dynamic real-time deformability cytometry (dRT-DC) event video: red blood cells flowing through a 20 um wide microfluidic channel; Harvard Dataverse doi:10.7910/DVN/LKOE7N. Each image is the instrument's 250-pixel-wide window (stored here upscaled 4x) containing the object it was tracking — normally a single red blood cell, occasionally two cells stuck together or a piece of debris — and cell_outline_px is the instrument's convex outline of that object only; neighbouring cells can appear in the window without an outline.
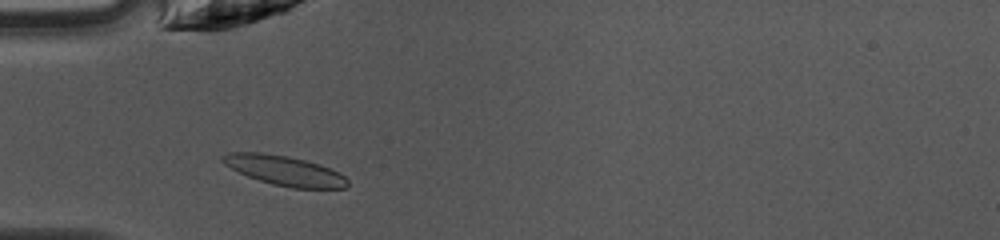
{"species": "common noctule bat (a hibernating species)", "species_latin": "Nyctalus noctula", "temperature_condition": "warm", "stored_images_in_passage": 36, "camera_frame_rate_fps": 3000, "um_per_image_px": 0.085, "animal": {"sex": "female", "body_mass_g": 10.0, "forearm_length_mm": 53.1}, "frame": {"image": 1, "passage_image": 4, "time_ms": 1.0, "image_size_px": [1000, 240], "cell_outline_px": [[348, 184], [344, 188], [292, 188], [272, 184], [248, 176], [224, 164], [220, 160], [220, 156], [228, 152], [264, 152], [288, 156], [320, 164], [340, 172], [348, 180]], "centroid_in_image_um": [24.18, 14.48], "position_along_channel_um": 60.8, "area_um2": 21.68}}
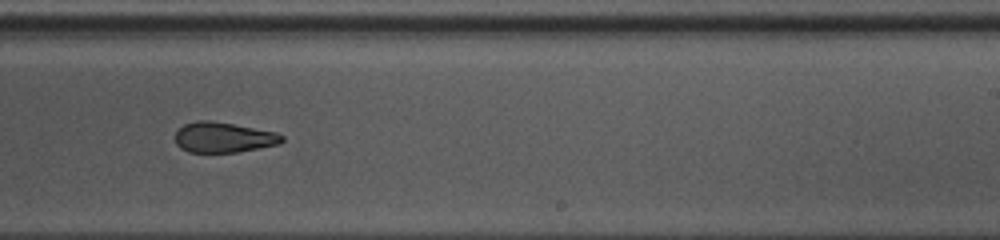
{"frame": {"image": 2, "passage_image": 19, "time_ms": 6.0, "image_size_px": [1000, 240], "cell_outline_px": [[284, 140], [280, 144], [236, 152], [188, 152], [180, 148], [176, 144], [176, 132], [184, 124], [196, 120], [212, 120], [276, 132], [284, 136]], "centroid_in_image_um": [18.99, 11.67], "position_along_channel_um": 270.0, "area_um2": 18.9}}
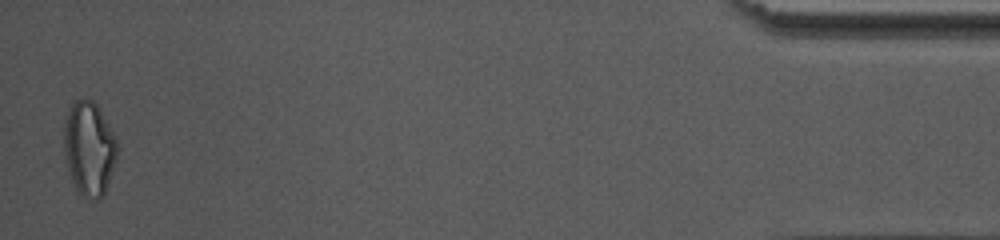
{"frame": {"image": 3, "passage_image": 36, "time_ms": 11.667, "image_size_px": [1000, 240], "cell_outline_px": [[120, 148], [104, 196], [100, 200], [96, 200], [84, 196], [72, 184], [64, 152], [64, 120], [72, 104], [76, 100], [92, 100], [96, 104], [116, 136]], "centroid_in_image_um": [7.6, 12.65], "position_along_channel_um": 427.6, "area_um2": 29.36}, "authors_computed_cell_mechanics": {"area_um2": 20.23, "velocity_mm_per_s": 4.224, "shape_relaxation_time_tau1_ms": 7.7933, "shape_relaxation_time_tau2_ms": 2.3045, "deformation_change_tau1": 0.257, "deformation_change_tau2": 0.1084}}